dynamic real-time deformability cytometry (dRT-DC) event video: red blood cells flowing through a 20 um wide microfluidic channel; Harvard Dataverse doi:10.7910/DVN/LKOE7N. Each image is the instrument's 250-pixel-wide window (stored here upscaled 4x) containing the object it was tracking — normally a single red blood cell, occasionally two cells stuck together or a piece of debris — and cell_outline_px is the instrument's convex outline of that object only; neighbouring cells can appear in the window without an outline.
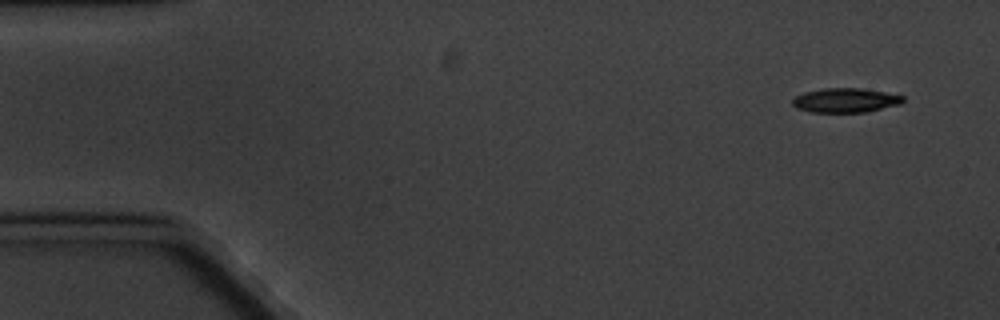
{"species": "common noctule bat (a hibernating species)", "species_latin": "Nyctalus noctula", "temperature_condition": "cold", "stored_images_in_passage": 6, "segment_of_instrument_passage": [1, 2], "camera_frame_rate_fps": 3000, "um_per_image_px": 0.085, "animal": {"sex": "male", "body_mass_g": 20.1, "forearm_length_mm": 53.5}, "frame": {"image": 1, "passage_image": 1, "time_ms": 0.0, "image_size_px": [1000, 320], "cell_outline_px": [[904, 100], [900, 104], [868, 112], [812, 112], [796, 108], [792, 104], [792, 100], [796, 96], [804, 92], [824, 88], [864, 88], [904, 96]], "centroid_in_image_um": [71.86, 8.52], "position_along_channel_um": 13.1, "area_um2": 15.72}}